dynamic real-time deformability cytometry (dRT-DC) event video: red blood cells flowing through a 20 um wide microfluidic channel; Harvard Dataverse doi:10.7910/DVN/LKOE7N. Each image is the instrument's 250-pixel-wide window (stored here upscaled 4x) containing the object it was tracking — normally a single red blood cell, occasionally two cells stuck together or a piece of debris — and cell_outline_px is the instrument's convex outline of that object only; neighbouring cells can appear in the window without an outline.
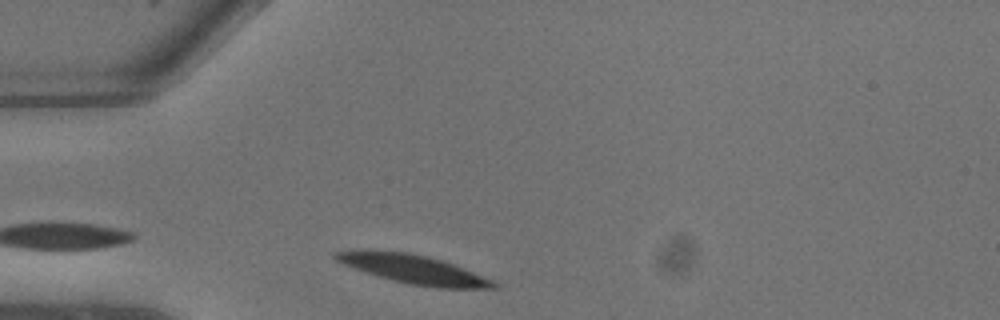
{"species": "common noctule bat (a hibernating species)", "species_latin": "Nyctalus noctula", "temperature_condition": "warm", "stored_images_in_passage": 3, "camera_frame_rate_fps": 3000, "um_per_image_px": 0.085, "animal": {"sex": "male", "body_mass_g": 13.3}, "frame": {"image": 1, "passage_image": 1, "time_ms": 0.0, "image_size_px": [1000, 320], "cell_outline_px": [[500, 284], [496, 288], [440, 288], [412, 284], [392, 280], [344, 264], [336, 260], [332, 256], [336, 252], [364, 248], [408, 252], [440, 260], [452, 264], [492, 280]], "centroid_in_image_um": [35.1, 22.86], "position_along_channel_um": 49.9, "area_um2": 26.13}}
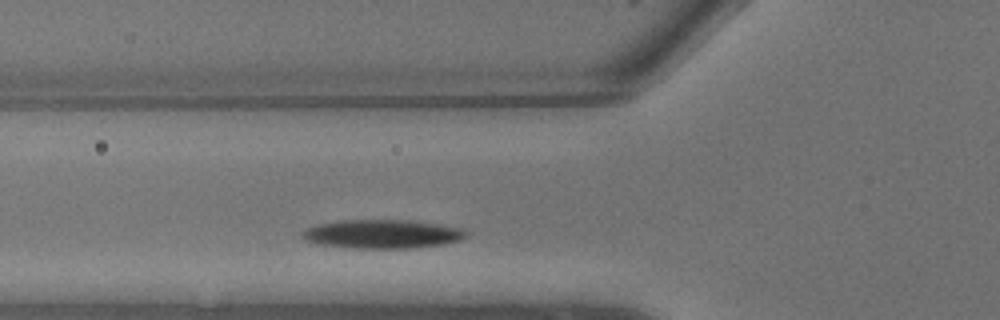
{"frame": {"image": 2, "passage_image": 3, "time_ms": 0.667, "image_size_px": [1000, 320], "cell_outline_px": [[468, 236], [460, 240], [440, 244], [416, 248], [352, 248], [324, 244], [304, 240], [300, 236], [300, 232], [304, 228], [316, 224], [340, 220], [404, 220], [460, 228], [468, 232]], "centroid_in_image_um": [32.42, 19.89], "position_along_channel_um": 93.4, "area_um2": 27.28}}